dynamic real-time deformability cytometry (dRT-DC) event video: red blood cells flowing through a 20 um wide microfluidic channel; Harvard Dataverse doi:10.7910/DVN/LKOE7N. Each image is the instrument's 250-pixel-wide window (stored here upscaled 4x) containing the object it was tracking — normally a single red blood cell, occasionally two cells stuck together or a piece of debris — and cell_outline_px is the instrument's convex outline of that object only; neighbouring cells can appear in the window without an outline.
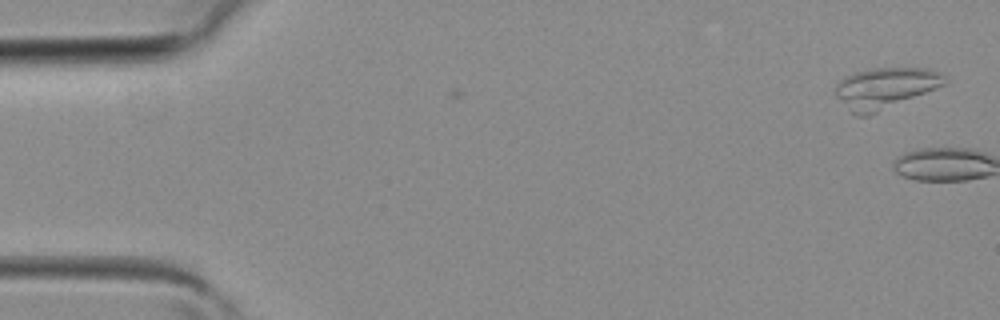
{"species": "common noctule bat (a hibernating species)", "species_latin": "Nyctalus noctula", "temperature_condition": "room temperature", "stored_images_in_passage": 2, "camera_frame_rate_fps": 3000, "um_per_image_px": 0.085, "animal": {"sex": "female", "body_mass_g": 19.3, "forearm_length_mm": 54.1}, "frame": {"image": 1, "passage_image": 2, "time_ms": 0.333, "image_size_px": [1000, 320], "cell_outline_px": [[948, 84], [868, 116], [856, 116], [836, 96], [836, 84], [844, 76], [856, 72], [872, 68], [928, 68], [940, 72], [948, 80]], "centroid_in_image_um": [75.28, 7.47], "position_along_channel_um": 9.7, "area_um2": 26.07}}